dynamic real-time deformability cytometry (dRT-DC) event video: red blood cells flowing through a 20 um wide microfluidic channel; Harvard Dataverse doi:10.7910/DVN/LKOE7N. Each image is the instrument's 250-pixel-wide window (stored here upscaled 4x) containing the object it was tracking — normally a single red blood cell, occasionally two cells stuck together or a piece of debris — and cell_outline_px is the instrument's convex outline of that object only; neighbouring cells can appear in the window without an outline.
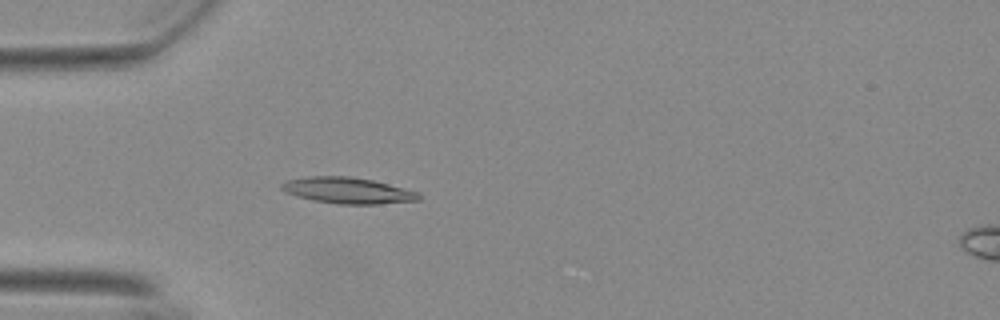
{"species": "Egyptian fruit bat (a non-hibernating species)", "species_latin": "Rousettus aegyptiacus", "temperature_condition": "warm", "stored_images_in_passage": 56, "camera_frame_rate_fps": 3000, "um_per_image_px": 0.085, "animal": {"sex": "female"}, "frame": {"image": 1, "passage_image": 17, "time_ms": 5.333, "image_size_px": [1000, 320], "cell_outline_px": [[420, 200], [376, 204], [340, 204], [316, 200], [300, 196], [288, 192], [280, 188], [280, 184], [288, 180], [308, 176], [348, 176], [372, 180], [420, 192]], "centroid_in_image_um": [29.6, 16.18], "position_along_channel_um": 55.4, "area_um2": 20.52}}
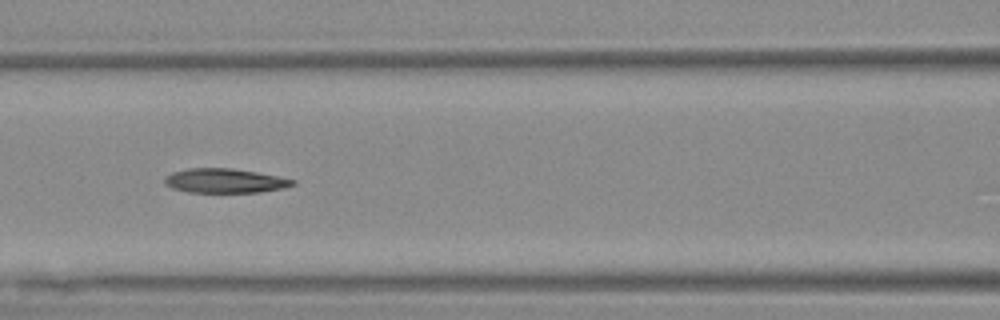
{"frame": {"image": 2, "passage_image": 25, "time_ms": 8.0, "image_size_px": [1000, 320], "cell_outline_px": [[296, 184], [284, 188], [260, 192], [188, 192], [172, 188], [164, 180], [164, 176], [172, 172], [188, 168], [232, 168], [256, 172], [296, 180]], "centroid_in_image_um": [19.11, 15.36], "position_along_channel_um": 147.5, "area_um2": 18.09}}
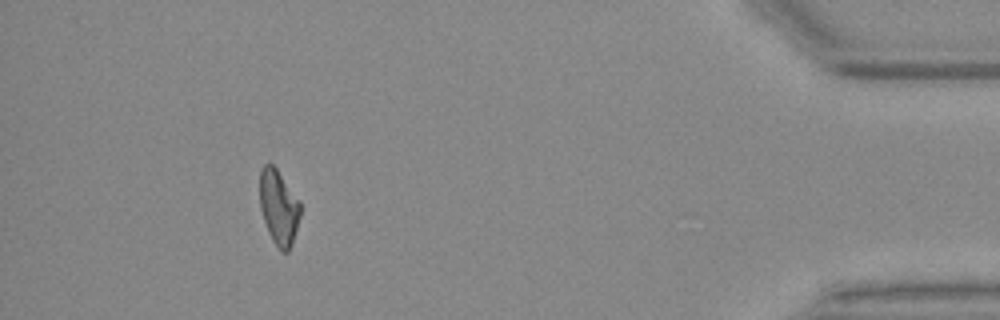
{"frame": {"image": 3, "passage_image": 51, "time_ms": 16.667, "image_size_px": [1000, 320], "cell_outline_px": [[300, 216], [292, 244], [288, 252], [280, 252], [272, 240], [268, 232], [260, 208], [260, 168], [264, 164], [272, 164], [276, 168], [300, 200]], "centroid_in_image_um": [23.69, 17.63], "position_along_channel_um": 411.5, "area_um2": 17.8}, "authors_computed_cell_mechanics": {"area_um2": 18.3226, "velocity_mm_per_s": 3.7174, "shape_relaxation_time_tau1_ms": null, "shape_relaxation_time_tau2_ms": 3.5289, "deformation_change_tau1": null, "deformation_change_tau2": 0.1166}}